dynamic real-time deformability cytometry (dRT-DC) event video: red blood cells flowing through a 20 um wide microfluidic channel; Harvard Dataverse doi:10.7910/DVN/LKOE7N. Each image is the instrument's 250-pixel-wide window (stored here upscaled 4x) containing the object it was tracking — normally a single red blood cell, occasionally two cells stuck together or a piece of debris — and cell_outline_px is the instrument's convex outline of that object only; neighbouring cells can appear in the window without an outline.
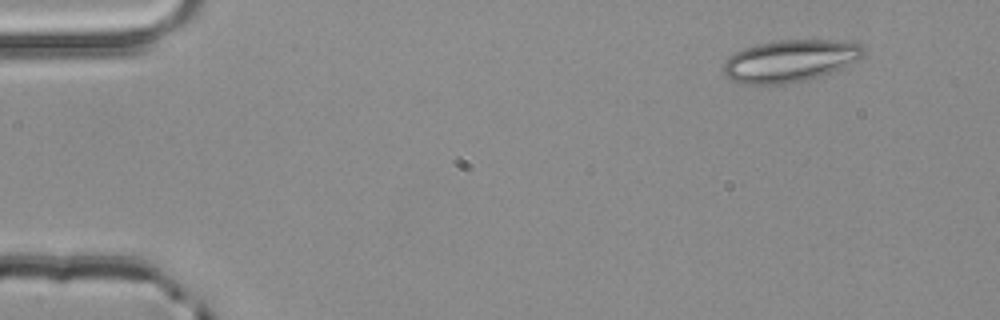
{"species": "common noctule bat (a hibernating species)", "species_latin": "Nyctalus noctula", "temperature_condition": "room temperature", "stored_images_in_passage": 4, "camera_frame_rate_fps": 3000, "um_per_image_px": 0.085, "animal": {"sex": "male", "body_mass_g": 20.4}, "frame": {"image": 1, "passage_image": 1, "time_ms": 0.0, "image_size_px": [1000, 320], "cell_outline_px": [[864, 56], [832, 72], [808, 80], [784, 84], [740, 84], [724, 76], [724, 60], [728, 56], [744, 48], [756, 44], [776, 40], [836, 40], [860, 44], [864, 48]], "centroid_in_image_um": [67.11, 5.17], "position_along_channel_um": 17.9, "area_um2": 34.45}}